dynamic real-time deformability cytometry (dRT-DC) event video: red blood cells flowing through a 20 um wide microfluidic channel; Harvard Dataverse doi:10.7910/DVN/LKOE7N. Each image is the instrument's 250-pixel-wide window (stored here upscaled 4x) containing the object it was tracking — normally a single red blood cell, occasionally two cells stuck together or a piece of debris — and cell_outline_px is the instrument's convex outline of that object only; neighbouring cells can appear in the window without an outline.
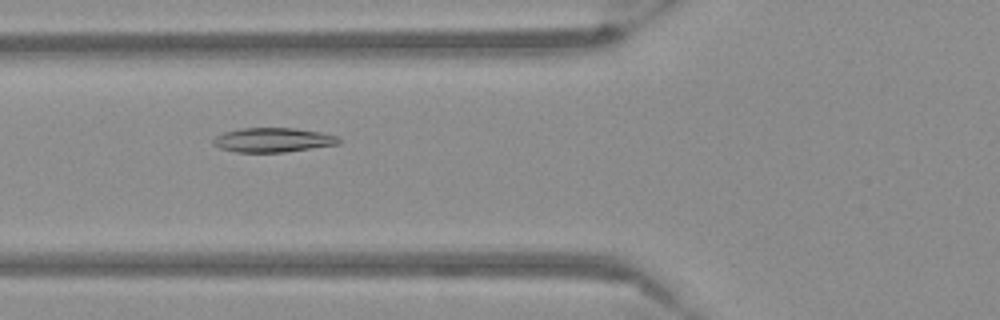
{"species": "Egyptian fruit bat (a non-hibernating species)", "species_latin": "Rousettus aegyptiacus", "temperature_condition": "warm", "stored_images_in_passage": 36, "camera_frame_rate_fps": 3000, "um_per_image_px": 0.085, "frame": {"image": 1, "passage_image": 6, "time_ms": 1.667, "image_size_px": [1000, 320], "cell_outline_px": [[340, 144], [284, 152], [236, 152], [220, 148], [212, 144], [212, 140], [216, 136], [224, 132], [240, 128], [296, 128], [320, 132], [336, 136], [340, 140]], "centroid_in_image_um": [23.18, 11.89], "position_along_channel_um": 102.6, "area_um2": 17.8}}
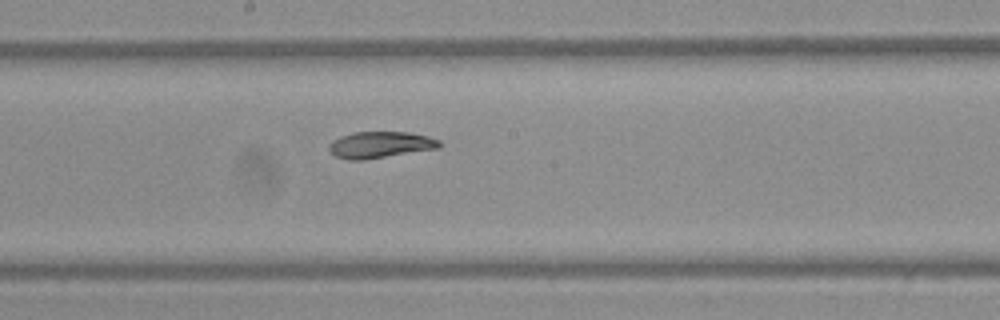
{"frame": {"image": 2, "passage_image": 15, "time_ms": 4.667, "image_size_px": [1000, 320], "cell_outline_px": [[440, 148], [364, 160], [348, 160], [336, 156], [328, 148], [328, 144], [332, 140], [340, 136], [352, 132], [408, 132], [428, 136], [440, 140]], "centroid_in_image_um": [32.31, 12.3], "position_along_channel_um": 215.9, "area_um2": 17.11}}
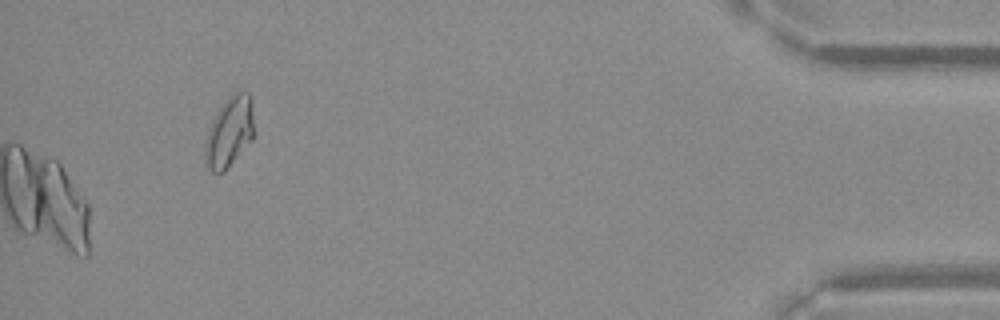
{"frame": {"image": 3, "passage_image": 36, "time_ms": 11.667, "image_size_px": [1000, 320], "cell_outline_px": [[256, 136], [228, 168], [224, 172], [212, 172], [204, 164], [204, 140], [208, 128], [216, 112], [228, 96], [236, 92], [248, 92], [252, 104], [256, 132]], "centroid_in_image_um": [19.5, 11.24], "position_along_channel_um": 415.7, "area_um2": 20.81}}